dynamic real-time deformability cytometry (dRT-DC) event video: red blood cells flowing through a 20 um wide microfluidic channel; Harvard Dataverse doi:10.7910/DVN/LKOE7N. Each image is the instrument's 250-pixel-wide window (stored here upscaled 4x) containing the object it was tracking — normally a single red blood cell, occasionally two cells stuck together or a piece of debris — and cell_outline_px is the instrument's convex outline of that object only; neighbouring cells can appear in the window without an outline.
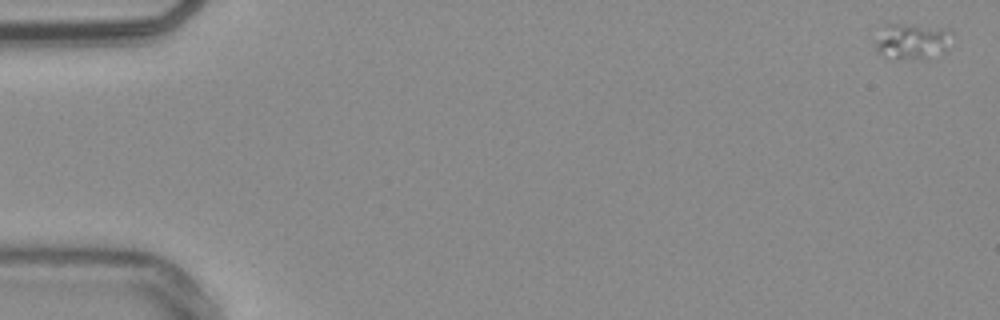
{"species": "common noctule bat (a hibernating species)", "species_latin": "Nyctalus noctula", "temperature_condition": "warm", "stored_images_in_passage": 54, "segment_of_instrument_passage": [1, 2], "camera_frame_rate_fps": 3000, "um_per_image_px": 0.085, "animal": {"sex": "male", "body_mass_g": 20.4}, "frame": {"image": 1, "passage_image": 1, "time_ms": 0.0, "image_size_px": [1000, 320], "cell_outline_px": [[952, 32], [944, 52], [928, 60], [924, 60], [884, 56], [876, 48], [876, 44], [884, 24], [904, 24], [948, 28]], "centroid_in_image_um": [77.58, 3.51], "position_along_channel_um": 7.4, "area_um2": 15.84}}
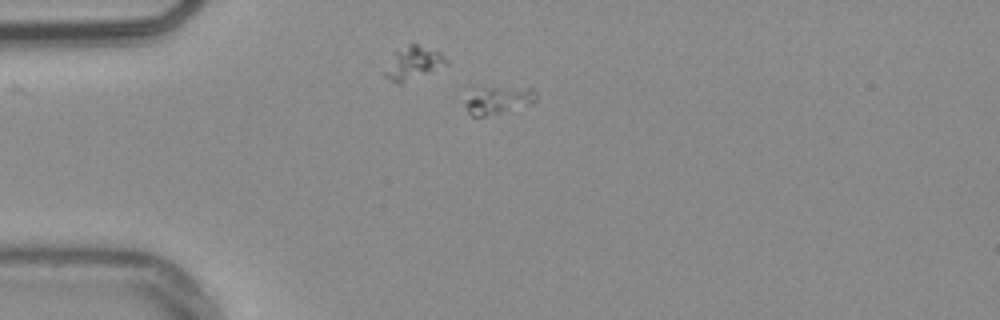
{"frame": {"image": 2, "passage_image": 14, "time_ms": 4.333, "image_size_px": [1000, 320], "cell_outline_px": [[536, 100], [532, 104], [484, 116], [472, 116], [468, 112], [464, 104], [468, 100], [492, 88], [532, 88], [536, 92]], "centroid_in_image_um": [42.49, 8.57], "position_along_channel_um": 42.5, "area_um2": 10.29}}
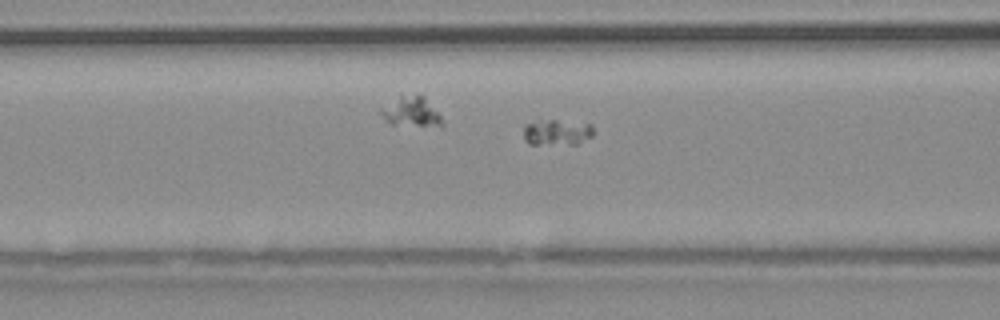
{"frame": {"image": 3, "passage_image": 22, "time_ms": 7.0, "image_size_px": [1000, 320], "cell_outline_px": [[592, 136], [576, 144], [528, 144], [524, 140], [524, 124], [548, 120], [556, 120], [592, 124]], "centroid_in_image_um": [47.32, 11.26], "position_along_channel_um": 119.3, "area_um2": 10.4}}